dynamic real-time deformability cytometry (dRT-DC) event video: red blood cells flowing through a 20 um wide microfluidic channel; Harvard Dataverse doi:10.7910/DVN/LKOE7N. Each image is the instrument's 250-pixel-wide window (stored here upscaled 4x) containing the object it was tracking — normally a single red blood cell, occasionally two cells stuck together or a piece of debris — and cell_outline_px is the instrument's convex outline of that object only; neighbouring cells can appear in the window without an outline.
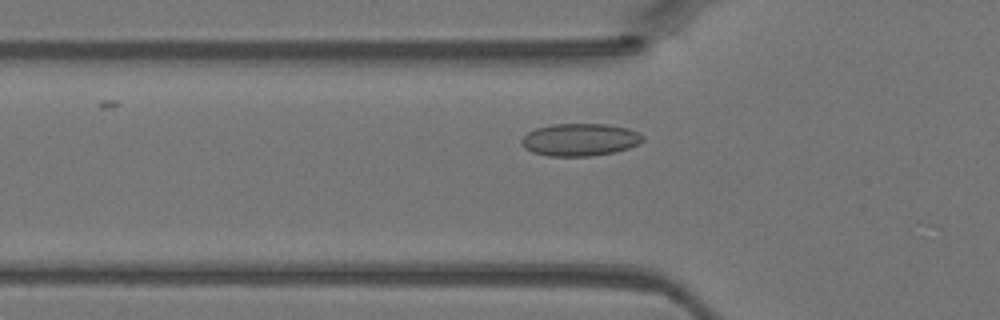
{"species": "Egyptian fruit bat (a non-hibernating species)", "species_latin": "Rousettus aegyptiacus", "temperature_condition": "warm", "stored_images_in_passage": 16, "camera_frame_rate_fps": 3000, "um_per_image_px": 0.085, "animal": {"sex": "female"}, "frame": {"image": 1, "passage_image": 3, "time_ms": 0.667, "image_size_px": [1000, 320], "cell_outline_px": [[644, 140], [628, 148], [616, 152], [588, 156], [548, 156], [532, 152], [524, 148], [520, 140], [528, 132], [536, 128], [552, 124], [608, 124], [628, 128], [644, 136]], "centroid_in_image_um": [49.28, 11.87], "position_along_channel_um": 76.5, "area_um2": 22.95}}
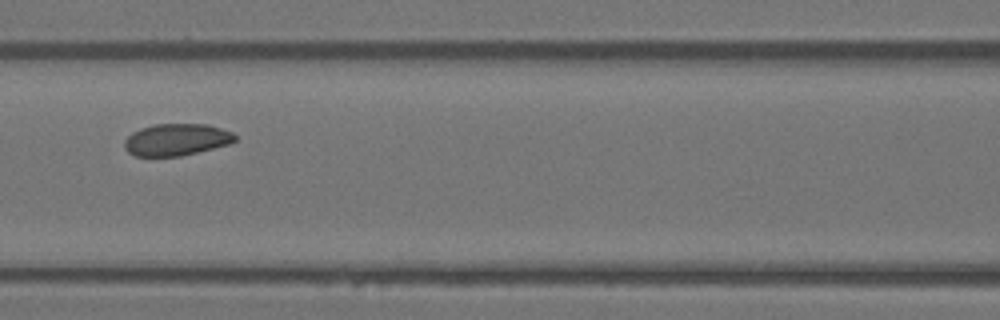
{"frame": {"image": 2, "passage_image": 8, "time_ms": 2.333, "image_size_px": [1000, 320], "cell_outline_px": [[236, 140], [228, 144], [180, 156], [136, 156], [128, 152], [124, 148], [124, 140], [132, 132], [140, 128], [156, 124], [208, 124], [232, 132], [236, 136]], "centroid_in_image_um": [14.97, 11.86], "position_along_channel_um": 151.6, "area_um2": 20.46}}
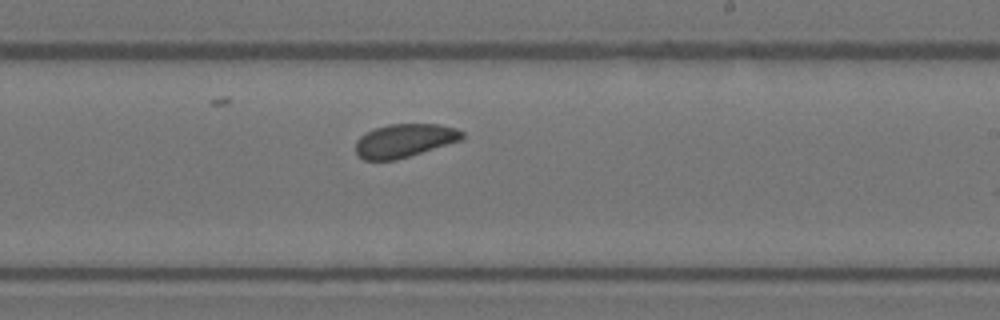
{"frame": {"image": 3, "passage_image": 15, "time_ms": 4.667, "image_size_px": [1000, 320], "cell_outline_px": [[464, 136], [460, 140], [396, 160], [364, 160], [356, 152], [356, 140], [360, 136], [376, 128], [388, 124], [440, 124], [456, 128], [464, 132]], "centroid_in_image_um": [34.38, 11.94], "position_along_channel_um": 254.6, "area_um2": 20.52}}